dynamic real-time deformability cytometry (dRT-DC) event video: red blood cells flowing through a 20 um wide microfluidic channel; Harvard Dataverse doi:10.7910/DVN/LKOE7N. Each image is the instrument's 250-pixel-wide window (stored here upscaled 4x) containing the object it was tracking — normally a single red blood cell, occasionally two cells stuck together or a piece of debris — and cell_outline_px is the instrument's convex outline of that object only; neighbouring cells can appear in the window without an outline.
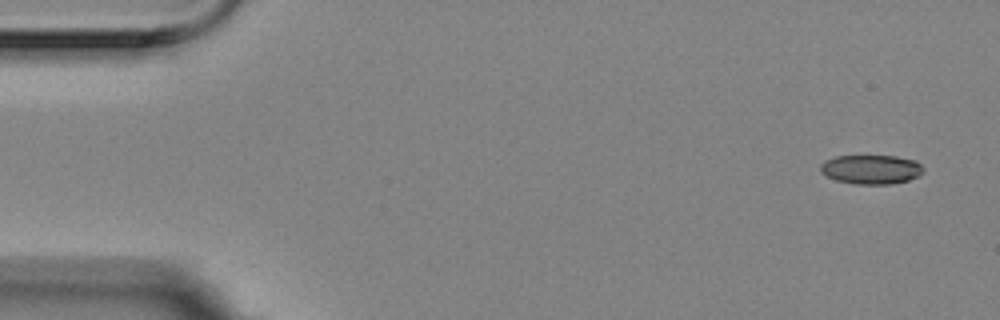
{"species": "Egyptian fruit bat (a non-hibernating species)", "species_latin": "Rousettus aegyptiacus", "temperature_condition": "room temperature", "stored_images_in_passage": 5, "segment_of_instrument_passage": [1, 2], "camera_frame_rate_fps": 3000, "um_per_image_px": 0.085, "animal": {"sex": "female"}, "frame": {"image": 1, "passage_image": 1, "time_ms": 0.0, "image_size_px": [1000, 320], "cell_outline_px": [[924, 172], [920, 176], [908, 180], [892, 184], [856, 184], [836, 180], [820, 172], [820, 164], [824, 160], [836, 156], [896, 156], [916, 160], [924, 168]], "centroid_in_image_um": [74.07, 14.39], "position_along_channel_um": 10.9, "area_um2": 17.69}}
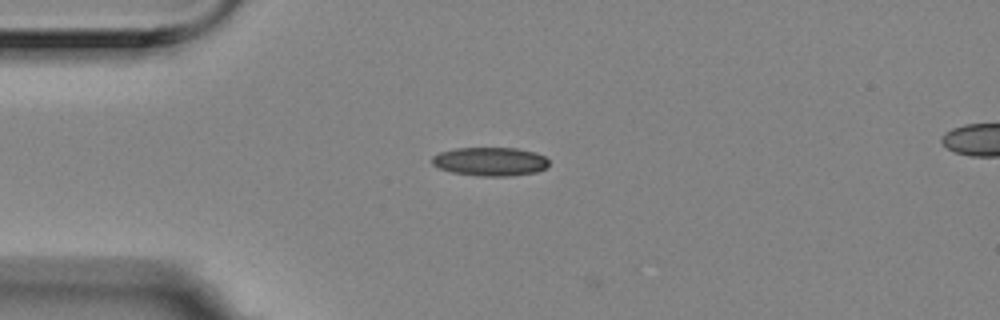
{"frame": {"image": 2, "passage_image": 4, "time_ms": 1.0, "image_size_px": [1000, 320], "cell_outline_px": [[548, 168], [536, 172], [512, 176], [480, 176], [452, 172], [440, 168], [432, 164], [432, 156], [440, 152], [456, 148], [516, 148], [536, 152], [544, 156], [548, 160]], "centroid_in_image_um": [41.69, 13.73], "position_along_channel_um": 43.3, "area_um2": 19.59}}